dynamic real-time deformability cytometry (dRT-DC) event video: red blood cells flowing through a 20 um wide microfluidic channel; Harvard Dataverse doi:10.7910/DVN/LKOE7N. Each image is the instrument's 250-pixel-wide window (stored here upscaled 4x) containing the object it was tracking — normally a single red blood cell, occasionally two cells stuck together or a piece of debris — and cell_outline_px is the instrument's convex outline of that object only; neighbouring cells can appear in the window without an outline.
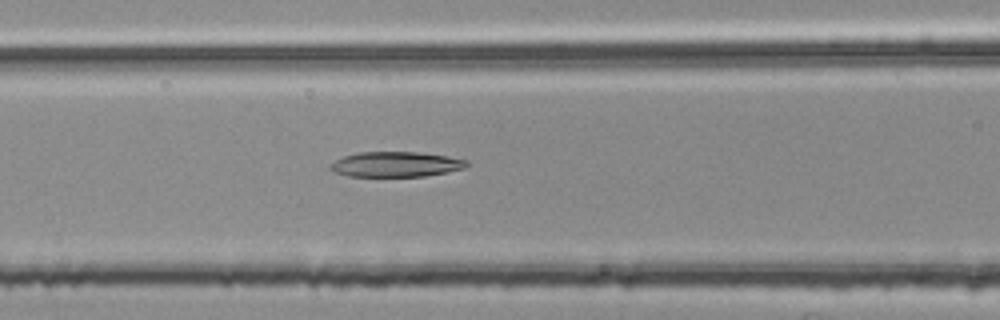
{"species": "common noctule bat (a hibernating species)", "species_latin": "Nyctalus noctula", "temperature_condition": "room temperature", "stored_images_in_passage": 41, "camera_frame_rate_fps": 3000, "um_per_image_px": 0.085, "animal": {"sex": "female", "body_mass_g": 25.1}, "frame": {"image": 1, "passage_image": 10, "time_ms": 3.0, "image_size_px": [1000, 320], "cell_outline_px": [[468, 164], [464, 168], [448, 172], [424, 176], [348, 176], [332, 172], [328, 168], [336, 160], [344, 156], [356, 152], [416, 152], [448, 156], [468, 160]], "centroid_in_image_um": [33.64, 13.96], "position_along_channel_um": 133.0, "area_um2": 20.0}}
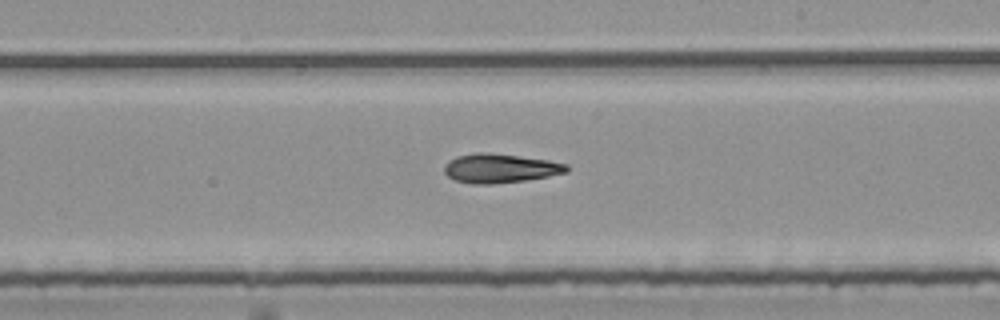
{"frame": {"image": 2, "passage_image": 19, "time_ms": 6.0, "image_size_px": [1000, 320], "cell_outline_px": [[568, 172], [548, 176], [524, 180], [492, 184], [472, 184], [456, 180], [448, 176], [444, 172], [444, 164], [448, 160], [456, 156], [476, 152], [484, 152], [548, 160], [568, 164]], "centroid_in_image_um": [42.47, 14.3], "position_along_channel_um": 246.5, "area_um2": 20.63}}
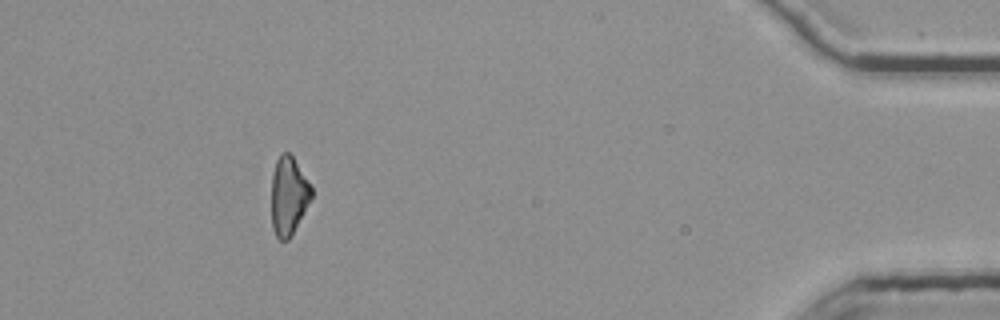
{"frame": {"image": 3, "passage_image": 37, "time_ms": 12.0, "image_size_px": [1000, 320], "cell_outline_px": [[312, 196], [288, 240], [280, 240], [276, 236], [272, 228], [272, 172], [276, 160], [280, 152], [288, 152], [292, 156], [312, 188]], "centroid_in_image_um": [24.5, 16.62], "position_along_channel_um": 410.7, "area_um2": 17.86}, "authors_computed_cell_mechanics": {"area_um2": 19.941, "velocity_mm_per_s": 3.7914, "shape_relaxation_time_tau1_ms": null, "shape_relaxation_time_tau2_ms": 6.3383, "deformation_change_tau1": null, "deformation_change_tau2": 0.1734}}